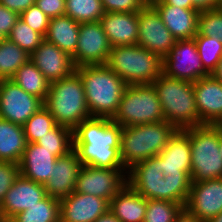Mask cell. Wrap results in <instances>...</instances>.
<instances>
[{
    "label": "cell",
    "mask_w": 222,
    "mask_h": 222,
    "mask_svg": "<svg viewBox=\"0 0 222 222\" xmlns=\"http://www.w3.org/2000/svg\"><path fill=\"white\" fill-rule=\"evenodd\" d=\"M147 199L128 183L111 199L109 210L120 222H143Z\"/></svg>",
    "instance_id": "d4e9b609"
},
{
    "label": "cell",
    "mask_w": 222,
    "mask_h": 222,
    "mask_svg": "<svg viewBox=\"0 0 222 222\" xmlns=\"http://www.w3.org/2000/svg\"><path fill=\"white\" fill-rule=\"evenodd\" d=\"M161 59L141 45L112 47L107 66L127 85L152 84L162 74Z\"/></svg>",
    "instance_id": "52a82bcc"
},
{
    "label": "cell",
    "mask_w": 222,
    "mask_h": 222,
    "mask_svg": "<svg viewBox=\"0 0 222 222\" xmlns=\"http://www.w3.org/2000/svg\"><path fill=\"white\" fill-rule=\"evenodd\" d=\"M176 39L163 23L157 10L146 4L138 12L137 44L164 59L174 46Z\"/></svg>",
    "instance_id": "4fadbf2b"
},
{
    "label": "cell",
    "mask_w": 222,
    "mask_h": 222,
    "mask_svg": "<svg viewBox=\"0 0 222 222\" xmlns=\"http://www.w3.org/2000/svg\"><path fill=\"white\" fill-rule=\"evenodd\" d=\"M46 196L43 184L27 179L20 174L0 204V222H8L13 216L37 204Z\"/></svg>",
    "instance_id": "9a60e30c"
},
{
    "label": "cell",
    "mask_w": 222,
    "mask_h": 222,
    "mask_svg": "<svg viewBox=\"0 0 222 222\" xmlns=\"http://www.w3.org/2000/svg\"><path fill=\"white\" fill-rule=\"evenodd\" d=\"M217 9L222 12V0H219Z\"/></svg>",
    "instance_id": "db71d44e"
},
{
    "label": "cell",
    "mask_w": 222,
    "mask_h": 222,
    "mask_svg": "<svg viewBox=\"0 0 222 222\" xmlns=\"http://www.w3.org/2000/svg\"><path fill=\"white\" fill-rule=\"evenodd\" d=\"M176 40L192 39L197 34L199 11L171 5H152Z\"/></svg>",
    "instance_id": "cb8c5ba5"
},
{
    "label": "cell",
    "mask_w": 222,
    "mask_h": 222,
    "mask_svg": "<svg viewBox=\"0 0 222 222\" xmlns=\"http://www.w3.org/2000/svg\"><path fill=\"white\" fill-rule=\"evenodd\" d=\"M158 155L163 177L191 175L190 136L184 129H178Z\"/></svg>",
    "instance_id": "ffe728a7"
},
{
    "label": "cell",
    "mask_w": 222,
    "mask_h": 222,
    "mask_svg": "<svg viewBox=\"0 0 222 222\" xmlns=\"http://www.w3.org/2000/svg\"><path fill=\"white\" fill-rule=\"evenodd\" d=\"M19 175V164L0 161V204L3 202L7 191Z\"/></svg>",
    "instance_id": "f35d334b"
},
{
    "label": "cell",
    "mask_w": 222,
    "mask_h": 222,
    "mask_svg": "<svg viewBox=\"0 0 222 222\" xmlns=\"http://www.w3.org/2000/svg\"><path fill=\"white\" fill-rule=\"evenodd\" d=\"M7 38L29 55L32 54L44 40V37L40 33L34 31L20 18L12 27Z\"/></svg>",
    "instance_id": "e575fe53"
},
{
    "label": "cell",
    "mask_w": 222,
    "mask_h": 222,
    "mask_svg": "<svg viewBox=\"0 0 222 222\" xmlns=\"http://www.w3.org/2000/svg\"><path fill=\"white\" fill-rule=\"evenodd\" d=\"M80 75L91 117L112 119L127 84L106 64L75 69Z\"/></svg>",
    "instance_id": "3957f363"
},
{
    "label": "cell",
    "mask_w": 222,
    "mask_h": 222,
    "mask_svg": "<svg viewBox=\"0 0 222 222\" xmlns=\"http://www.w3.org/2000/svg\"><path fill=\"white\" fill-rule=\"evenodd\" d=\"M36 144L52 151L55 157L65 156L73 150V130L57 124L51 131L40 138Z\"/></svg>",
    "instance_id": "1f68e13d"
},
{
    "label": "cell",
    "mask_w": 222,
    "mask_h": 222,
    "mask_svg": "<svg viewBox=\"0 0 222 222\" xmlns=\"http://www.w3.org/2000/svg\"><path fill=\"white\" fill-rule=\"evenodd\" d=\"M19 19V14L0 4V33L7 38L12 27Z\"/></svg>",
    "instance_id": "b9f144b4"
},
{
    "label": "cell",
    "mask_w": 222,
    "mask_h": 222,
    "mask_svg": "<svg viewBox=\"0 0 222 222\" xmlns=\"http://www.w3.org/2000/svg\"><path fill=\"white\" fill-rule=\"evenodd\" d=\"M126 169L97 168L82 165L75 192L104 198L109 202L127 184Z\"/></svg>",
    "instance_id": "8fae6325"
},
{
    "label": "cell",
    "mask_w": 222,
    "mask_h": 222,
    "mask_svg": "<svg viewBox=\"0 0 222 222\" xmlns=\"http://www.w3.org/2000/svg\"><path fill=\"white\" fill-rule=\"evenodd\" d=\"M79 27L80 23L66 15L50 18L44 39L73 57L78 45Z\"/></svg>",
    "instance_id": "484cf974"
},
{
    "label": "cell",
    "mask_w": 222,
    "mask_h": 222,
    "mask_svg": "<svg viewBox=\"0 0 222 222\" xmlns=\"http://www.w3.org/2000/svg\"><path fill=\"white\" fill-rule=\"evenodd\" d=\"M19 18L34 31L45 37L50 18L37 6V4L31 5L27 10L22 12Z\"/></svg>",
    "instance_id": "74e56055"
},
{
    "label": "cell",
    "mask_w": 222,
    "mask_h": 222,
    "mask_svg": "<svg viewBox=\"0 0 222 222\" xmlns=\"http://www.w3.org/2000/svg\"><path fill=\"white\" fill-rule=\"evenodd\" d=\"M122 126L108 118L90 117L73 130V149L82 165L126 169L120 158Z\"/></svg>",
    "instance_id": "6da1fadb"
},
{
    "label": "cell",
    "mask_w": 222,
    "mask_h": 222,
    "mask_svg": "<svg viewBox=\"0 0 222 222\" xmlns=\"http://www.w3.org/2000/svg\"><path fill=\"white\" fill-rule=\"evenodd\" d=\"M4 39L3 35L0 33V41Z\"/></svg>",
    "instance_id": "11a10c76"
},
{
    "label": "cell",
    "mask_w": 222,
    "mask_h": 222,
    "mask_svg": "<svg viewBox=\"0 0 222 222\" xmlns=\"http://www.w3.org/2000/svg\"><path fill=\"white\" fill-rule=\"evenodd\" d=\"M184 207L204 222L221 213L222 178L192 182Z\"/></svg>",
    "instance_id": "2e32d148"
},
{
    "label": "cell",
    "mask_w": 222,
    "mask_h": 222,
    "mask_svg": "<svg viewBox=\"0 0 222 222\" xmlns=\"http://www.w3.org/2000/svg\"><path fill=\"white\" fill-rule=\"evenodd\" d=\"M30 60V55L4 38L0 41V80L11 79L15 72Z\"/></svg>",
    "instance_id": "f546056e"
},
{
    "label": "cell",
    "mask_w": 222,
    "mask_h": 222,
    "mask_svg": "<svg viewBox=\"0 0 222 222\" xmlns=\"http://www.w3.org/2000/svg\"><path fill=\"white\" fill-rule=\"evenodd\" d=\"M197 34L219 38L222 42V12L218 9L201 11L198 16Z\"/></svg>",
    "instance_id": "8d00e7d4"
},
{
    "label": "cell",
    "mask_w": 222,
    "mask_h": 222,
    "mask_svg": "<svg viewBox=\"0 0 222 222\" xmlns=\"http://www.w3.org/2000/svg\"><path fill=\"white\" fill-rule=\"evenodd\" d=\"M184 130L190 136L192 182L222 178L220 129L204 124Z\"/></svg>",
    "instance_id": "ba28073f"
},
{
    "label": "cell",
    "mask_w": 222,
    "mask_h": 222,
    "mask_svg": "<svg viewBox=\"0 0 222 222\" xmlns=\"http://www.w3.org/2000/svg\"><path fill=\"white\" fill-rule=\"evenodd\" d=\"M99 22L112 47L137 44L138 12L104 13Z\"/></svg>",
    "instance_id": "7402d4cb"
},
{
    "label": "cell",
    "mask_w": 222,
    "mask_h": 222,
    "mask_svg": "<svg viewBox=\"0 0 222 222\" xmlns=\"http://www.w3.org/2000/svg\"><path fill=\"white\" fill-rule=\"evenodd\" d=\"M105 13L139 12L146 4L144 0H101Z\"/></svg>",
    "instance_id": "ab89813d"
},
{
    "label": "cell",
    "mask_w": 222,
    "mask_h": 222,
    "mask_svg": "<svg viewBox=\"0 0 222 222\" xmlns=\"http://www.w3.org/2000/svg\"><path fill=\"white\" fill-rule=\"evenodd\" d=\"M11 80L27 93L45 102L50 89V82L31 60L21 66Z\"/></svg>",
    "instance_id": "83f0119b"
},
{
    "label": "cell",
    "mask_w": 222,
    "mask_h": 222,
    "mask_svg": "<svg viewBox=\"0 0 222 222\" xmlns=\"http://www.w3.org/2000/svg\"><path fill=\"white\" fill-rule=\"evenodd\" d=\"M26 145L23 126L0 118V161L19 164Z\"/></svg>",
    "instance_id": "4316f807"
},
{
    "label": "cell",
    "mask_w": 222,
    "mask_h": 222,
    "mask_svg": "<svg viewBox=\"0 0 222 222\" xmlns=\"http://www.w3.org/2000/svg\"><path fill=\"white\" fill-rule=\"evenodd\" d=\"M156 1H159V0H144L145 4H152Z\"/></svg>",
    "instance_id": "f5cc1de1"
},
{
    "label": "cell",
    "mask_w": 222,
    "mask_h": 222,
    "mask_svg": "<svg viewBox=\"0 0 222 222\" xmlns=\"http://www.w3.org/2000/svg\"><path fill=\"white\" fill-rule=\"evenodd\" d=\"M206 222H222V212L215 217L208 219Z\"/></svg>",
    "instance_id": "681fc988"
},
{
    "label": "cell",
    "mask_w": 222,
    "mask_h": 222,
    "mask_svg": "<svg viewBox=\"0 0 222 222\" xmlns=\"http://www.w3.org/2000/svg\"><path fill=\"white\" fill-rule=\"evenodd\" d=\"M216 128L222 129V115L220 118L213 124Z\"/></svg>",
    "instance_id": "f907efd6"
},
{
    "label": "cell",
    "mask_w": 222,
    "mask_h": 222,
    "mask_svg": "<svg viewBox=\"0 0 222 222\" xmlns=\"http://www.w3.org/2000/svg\"><path fill=\"white\" fill-rule=\"evenodd\" d=\"M165 121L177 129L199 126L193 82L162 73L153 83Z\"/></svg>",
    "instance_id": "5b68a950"
},
{
    "label": "cell",
    "mask_w": 222,
    "mask_h": 222,
    "mask_svg": "<svg viewBox=\"0 0 222 222\" xmlns=\"http://www.w3.org/2000/svg\"><path fill=\"white\" fill-rule=\"evenodd\" d=\"M30 60L50 83L70 76L76 69L72 57L45 39L30 54Z\"/></svg>",
    "instance_id": "ac0fdd59"
},
{
    "label": "cell",
    "mask_w": 222,
    "mask_h": 222,
    "mask_svg": "<svg viewBox=\"0 0 222 222\" xmlns=\"http://www.w3.org/2000/svg\"><path fill=\"white\" fill-rule=\"evenodd\" d=\"M127 183L146 199L168 200L186 204L191 175H168L163 177L161 157L153 156L132 166L127 172Z\"/></svg>",
    "instance_id": "7a4b0ae2"
},
{
    "label": "cell",
    "mask_w": 222,
    "mask_h": 222,
    "mask_svg": "<svg viewBox=\"0 0 222 222\" xmlns=\"http://www.w3.org/2000/svg\"><path fill=\"white\" fill-rule=\"evenodd\" d=\"M192 9H196L199 12L205 10L217 9L219 0H191Z\"/></svg>",
    "instance_id": "ee69618b"
},
{
    "label": "cell",
    "mask_w": 222,
    "mask_h": 222,
    "mask_svg": "<svg viewBox=\"0 0 222 222\" xmlns=\"http://www.w3.org/2000/svg\"><path fill=\"white\" fill-rule=\"evenodd\" d=\"M81 167L82 163L74 149L67 155L58 157L52 177L44 185L47 195L61 200L73 193Z\"/></svg>",
    "instance_id": "44dd1931"
},
{
    "label": "cell",
    "mask_w": 222,
    "mask_h": 222,
    "mask_svg": "<svg viewBox=\"0 0 222 222\" xmlns=\"http://www.w3.org/2000/svg\"><path fill=\"white\" fill-rule=\"evenodd\" d=\"M0 4L20 15L31 5L36 4V0H0Z\"/></svg>",
    "instance_id": "7bdbcfd3"
},
{
    "label": "cell",
    "mask_w": 222,
    "mask_h": 222,
    "mask_svg": "<svg viewBox=\"0 0 222 222\" xmlns=\"http://www.w3.org/2000/svg\"><path fill=\"white\" fill-rule=\"evenodd\" d=\"M109 206L104 198L74 191L60 200V222H94Z\"/></svg>",
    "instance_id": "e0dca14e"
},
{
    "label": "cell",
    "mask_w": 222,
    "mask_h": 222,
    "mask_svg": "<svg viewBox=\"0 0 222 222\" xmlns=\"http://www.w3.org/2000/svg\"><path fill=\"white\" fill-rule=\"evenodd\" d=\"M44 106L56 124L72 130L91 117L87 108L83 81L76 71L66 78L50 83Z\"/></svg>",
    "instance_id": "8992f818"
},
{
    "label": "cell",
    "mask_w": 222,
    "mask_h": 222,
    "mask_svg": "<svg viewBox=\"0 0 222 222\" xmlns=\"http://www.w3.org/2000/svg\"><path fill=\"white\" fill-rule=\"evenodd\" d=\"M183 206L168 200L147 199L143 222H174Z\"/></svg>",
    "instance_id": "d590c367"
},
{
    "label": "cell",
    "mask_w": 222,
    "mask_h": 222,
    "mask_svg": "<svg viewBox=\"0 0 222 222\" xmlns=\"http://www.w3.org/2000/svg\"><path fill=\"white\" fill-rule=\"evenodd\" d=\"M57 158L52 154V151L44 149L36 143H27L19 162L20 174L27 179L45 185L52 177Z\"/></svg>",
    "instance_id": "603a6c76"
},
{
    "label": "cell",
    "mask_w": 222,
    "mask_h": 222,
    "mask_svg": "<svg viewBox=\"0 0 222 222\" xmlns=\"http://www.w3.org/2000/svg\"><path fill=\"white\" fill-rule=\"evenodd\" d=\"M111 50L112 45L99 21L80 23L78 45L72 57L75 68L107 64Z\"/></svg>",
    "instance_id": "5bb4252c"
},
{
    "label": "cell",
    "mask_w": 222,
    "mask_h": 222,
    "mask_svg": "<svg viewBox=\"0 0 222 222\" xmlns=\"http://www.w3.org/2000/svg\"><path fill=\"white\" fill-rule=\"evenodd\" d=\"M44 106V102L24 91L11 79L0 80V118L23 126Z\"/></svg>",
    "instance_id": "7c38bea8"
},
{
    "label": "cell",
    "mask_w": 222,
    "mask_h": 222,
    "mask_svg": "<svg viewBox=\"0 0 222 222\" xmlns=\"http://www.w3.org/2000/svg\"><path fill=\"white\" fill-rule=\"evenodd\" d=\"M56 125L57 124L51 113L45 106H43L23 125L27 143H36Z\"/></svg>",
    "instance_id": "d6a6232c"
},
{
    "label": "cell",
    "mask_w": 222,
    "mask_h": 222,
    "mask_svg": "<svg viewBox=\"0 0 222 222\" xmlns=\"http://www.w3.org/2000/svg\"><path fill=\"white\" fill-rule=\"evenodd\" d=\"M162 73L190 82L210 75L202 65L194 38L176 40L171 51L163 59Z\"/></svg>",
    "instance_id": "30bf717a"
},
{
    "label": "cell",
    "mask_w": 222,
    "mask_h": 222,
    "mask_svg": "<svg viewBox=\"0 0 222 222\" xmlns=\"http://www.w3.org/2000/svg\"><path fill=\"white\" fill-rule=\"evenodd\" d=\"M219 148H220V155L222 157V129H220V144H219Z\"/></svg>",
    "instance_id": "816d5d0a"
},
{
    "label": "cell",
    "mask_w": 222,
    "mask_h": 222,
    "mask_svg": "<svg viewBox=\"0 0 222 222\" xmlns=\"http://www.w3.org/2000/svg\"><path fill=\"white\" fill-rule=\"evenodd\" d=\"M8 222H60V200L47 195Z\"/></svg>",
    "instance_id": "f1b7e54d"
},
{
    "label": "cell",
    "mask_w": 222,
    "mask_h": 222,
    "mask_svg": "<svg viewBox=\"0 0 222 222\" xmlns=\"http://www.w3.org/2000/svg\"><path fill=\"white\" fill-rule=\"evenodd\" d=\"M36 4L49 18L65 15V0H36Z\"/></svg>",
    "instance_id": "60d3db41"
},
{
    "label": "cell",
    "mask_w": 222,
    "mask_h": 222,
    "mask_svg": "<svg viewBox=\"0 0 222 222\" xmlns=\"http://www.w3.org/2000/svg\"><path fill=\"white\" fill-rule=\"evenodd\" d=\"M111 120L122 127L165 121L154 86L127 85Z\"/></svg>",
    "instance_id": "9c48e42d"
},
{
    "label": "cell",
    "mask_w": 222,
    "mask_h": 222,
    "mask_svg": "<svg viewBox=\"0 0 222 222\" xmlns=\"http://www.w3.org/2000/svg\"><path fill=\"white\" fill-rule=\"evenodd\" d=\"M174 222H204L200 220L195 214H192L185 207L176 215Z\"/></svg>",
    "instance_id": "f6af8a7d"
},
{
    "label": "cell",
    "mask_w": 222,
    "mask_h": 222,
    "mask_svg": "<svg viewBox=\"0 0 222 222\" xmlns=\"http://www.w3.org/2000/svg\"><path fill=\"white\" fill-rule=\"evenodd\" d=\"M211 75L222 83V58L218 62L216 69L211 73Z\"/></svg>",
    "instance_id": "c3c4849f"
},
{
    "label": "cell",
    "mask_w": 222,
    "mask_h": 222,
    "mask_svg": "<svg viewBox=\"0 0 222 222\" xmlns=\"http://www.w3.org/2000/svg\"><path fill=\"white\" fill-rule=\"evenodd\" d=\"M199 126L213 125L222 115V83L211 74L193 82Z\"/></svg>",
    "instance_id": "d6986e66"
},
{
    "label": "cell",
    "mask_w": 222,
    "mask_h": 222,
    "mask_svg": "<svg viewBox=\"0 0 222 222\" xmlns=\"http://www.w3.org/2000/svg\"><path fill=\"white\" fill-rule=\"evenodd\" d=\"M194 40L202 65L211 74L222 58V42L219 38H212L201 34H196Z\"/></svg>",
    "instance_id": "836d02e7"
},
{
    "label": "cell",
    "mask_w": 222,
    "mask_h": 222,
    "mask_svg": "<svg viewBox=\"0 0 222 222\" xmlns=\"http://www.w3.org/2000/svg\"><path fill=\"white\" fill-rule=\"evenodd\" d=\"M94 222H120V220L117 219L109 210L107 213L97 218Z\"/></svg>",
    "instance_id": "7dc6e473"
},
{
    "label": "cell",
    "mask_w": 222,
    "mask_h": 222,
    "mask_svg": "<svg viewBox=\"0 0 222 222\" xmlns=\"http://www.w3.org/2000/svg\"><path fill=\"white\" fill-rule=\"evenodd\" d=\"M178 129L166 121L122 128L120 158L128 171L135 164L158 155Z\"/></svg>",
    "instance_id": "277c9868"
},
{
    "label": "cell",
    "mask_w": 222,
    "mask_h": 222,
    "mask_svg": "<svg viewBox=\"0 0 222 222\" xmlns=\"http://www.w3.org/2000/svg\"><path fill=\"white\" fill-rule=\"evenodd\" d=\"M151 5H171L180 8H192L191 0H159Z\"/></svg>",
    "instance_id": "bcb514c9"
},
{
    "label": "cell",
    "mask_w": 222,
    "mask_h": 222,
    "mask_svg": "<svg viewBox=\"0 0 222 222\" xmlns=\"http://www.w3.org/2000/svg\"><path fill=\"white\" fill-rule=\"evenodd\" d=\"M104 13L101 0H65V15L78 23L98 22Z\"/></svg>",
    "instance_id": "4dcf8cb0"
}]
</instances>
